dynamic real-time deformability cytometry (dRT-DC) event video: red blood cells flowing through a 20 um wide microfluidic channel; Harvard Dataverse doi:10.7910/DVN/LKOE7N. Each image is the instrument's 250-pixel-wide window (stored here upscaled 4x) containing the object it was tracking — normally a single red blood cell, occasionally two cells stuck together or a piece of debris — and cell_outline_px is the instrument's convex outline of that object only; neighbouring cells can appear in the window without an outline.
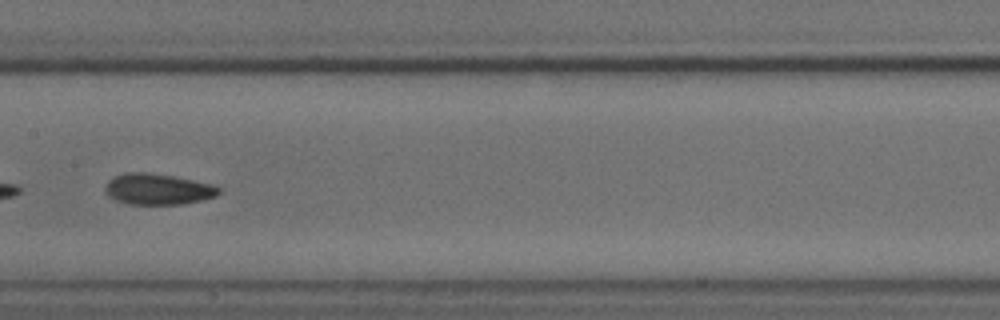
{"species": "common noctule bat (a hibernating species)", "species_latin": "Nyctalus noctula", "temperature_condition": "cold", "stored_images_in_passage": 9, "camera_frame_rate_fps": 3000, "um_per_image_px": 0.085, "animal": {"sex": "male", "body_mass_g": 18.8}, "frame": {"image": 1, "passage_image": 7, "time_ms": 7.0, "image_size_px": [1000, 320], "cell_outline_px": [[220, 192], [216, 196], [200, 200], [180, 204], [128, 204], [116, 200], [108, 196], [104, 192], [104, 188], [108, 180], [124, 172], [152, 172], [176, 176], [216, 184], [220, 188]], "centroid_in_image_um": [13.42, 16.06], "position_along_channel_um": 194.0, "area_um2": 20.87}}
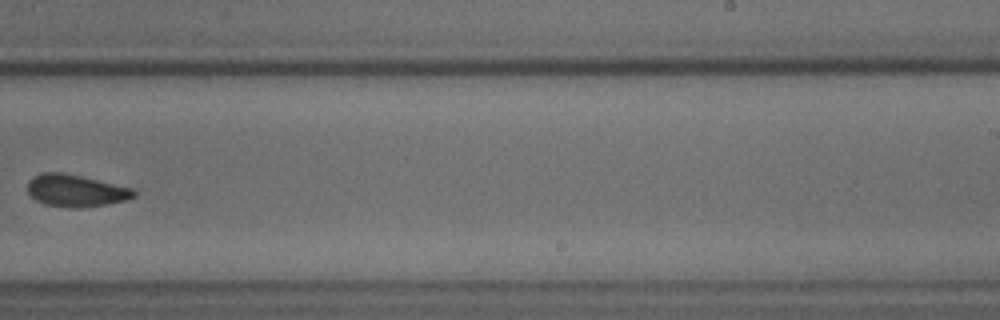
{"frame": {"image": 2, "passage_image": 9, "time_ms": 9.333, "image_size_px": [1000, 320], "cell_outline_px": [[136, 196], [128, 200], [80, 208], [68, 208], [44, 204], [36, 200], [28, 192], [28, 180], [32, 176], [44, 172], [64, 172], [136, 188]], "centroid_in_image_um": [6.47, 16.19], "position_along_channel_um": 282.5, "area_um2": 20.23}}